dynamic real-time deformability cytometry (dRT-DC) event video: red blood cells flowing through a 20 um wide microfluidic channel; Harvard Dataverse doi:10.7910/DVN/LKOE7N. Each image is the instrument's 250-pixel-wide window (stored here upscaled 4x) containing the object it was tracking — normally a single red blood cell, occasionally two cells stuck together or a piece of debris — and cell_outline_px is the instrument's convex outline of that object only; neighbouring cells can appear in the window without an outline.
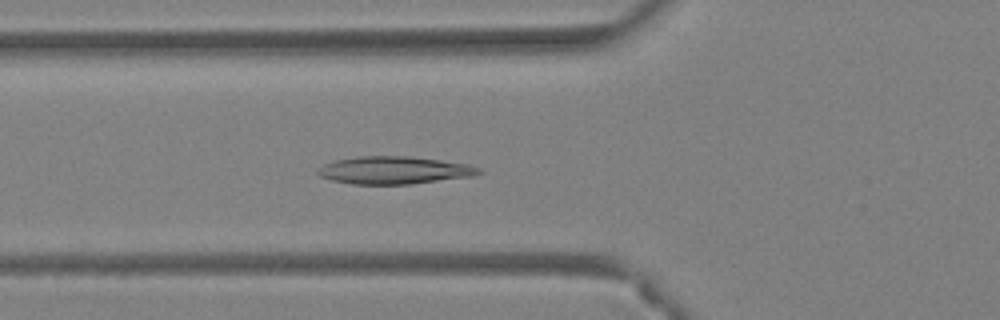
{"species": "Egyptian fruit bat (a non-hibernating species)", "species_latin": "Rousettus aegyptiacus", "temperature_condition": "warm", "stored_images_in_passage": 40, "camera_frame_rate_fps": 3000, "um_per_image_px": 0.085, "animal": {"sex": "female"}, "frame": {"image": 1, "passage_image": 10, "time_ms": 3.0, "image_size_px": [1000, 320], "cell_outline_px": [[484, 172], [472, 176], [412, 184], [352, 184], [332, 180], [320, 176], [316, 172], [324, 164], [336, 160], [356, 156], [412, 156], [468, 164], [480, 168]], "centroid_in_image_um": [33.52, 14.46], "position_along_channel_um": 92.3, "area_um2": 25.89}}
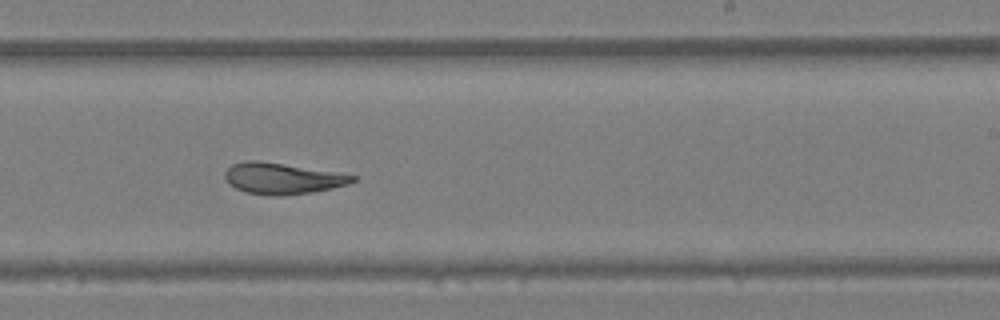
{"frame": {"image": 2, "passage_image": 22, "time_ms": 7.0, "image_size_px": [1000, 320], "cell_outline_px": [[356, 180], [348, 184], [332, 188], [284, 196], [272, 196], [248, 192], [236, 188], [228, 184], [224, 176], [224, 172], [232, 164], [244, 160], [260, 160], [356, 176]], "centroid_in_image_um": [23.93, 15.16], "position_along_channel_um": 265.1, "area_um2": 22.89}}
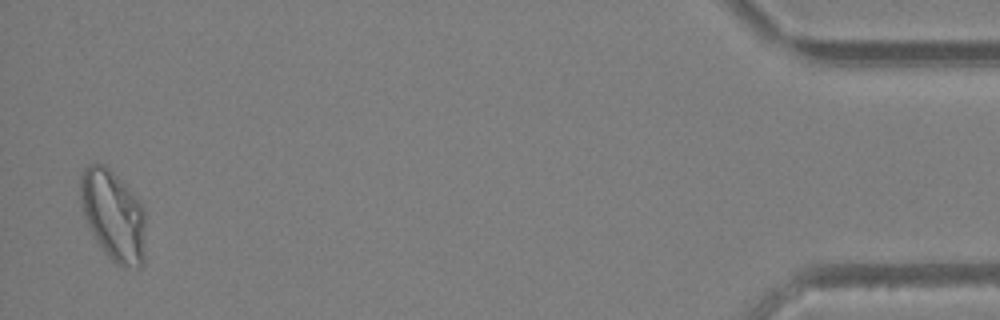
{"frame": {"image": 3, "passage_image": 39, "time_ms": 12.667, "image_size_px": [1000, 320], "cell_outline_px": [[144, 264], [140, 268], [124, 268], [116, 264], [108, 256], [96, 240], [84, 216], [80, 204], [80, 176], [84, 168], [88, 164], [104, 164], [128, 188], [140, 204], [144, 212]], "centroid_in_image_um": [9.61, 18.34], "position_along_channel_um": 425.6, "area_um2": 34.16}, "authors_computed_cell_mechanics": {"area_um2": 25.721, "velocity_mm_per_s": 4.3208, "shape_relaxation_time_tau1_ms": null, "shape_relaxation_time_tau2_ms": 2.1509, "deformation_change_tau1": null, "deformation_change_tau2": 0.0785}}